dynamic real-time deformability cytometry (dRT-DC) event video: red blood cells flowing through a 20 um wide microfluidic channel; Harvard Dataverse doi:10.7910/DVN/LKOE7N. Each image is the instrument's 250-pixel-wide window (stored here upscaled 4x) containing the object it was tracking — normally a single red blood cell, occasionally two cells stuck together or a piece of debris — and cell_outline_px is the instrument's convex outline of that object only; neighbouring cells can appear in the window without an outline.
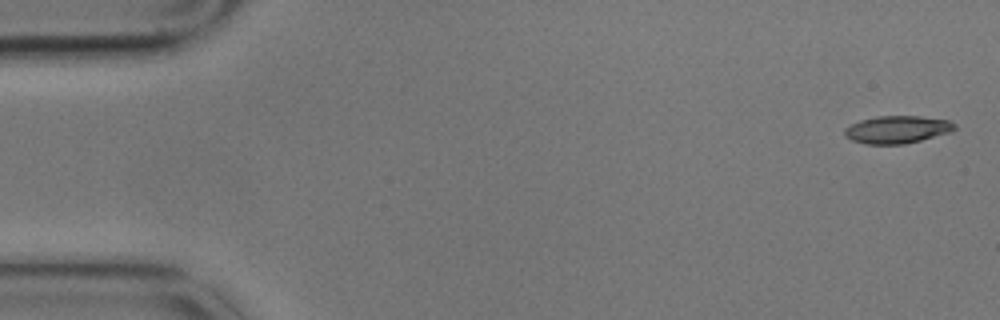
{"species": "common noctule bat (a hibernating species)", "species_latin": "Nyctalus noctula", "temperature_condition": "cold", "stored_images_in_passage": 2, "camera_frame_rate_fps": 3000, "um_per_image_px": 0.085, "animal": {"sex": "male", "body_mass_g": 17.9}, "frame": {"image": 1, "passage_image": 1, "time_ms": 0.0, "image_size_px": [1000, 320], "cell_outline_px": [[956, 128], [952, 132], [904, 144], [864, 144], [852, 140], [844, 136], [844, 128], [860, 120], [876, 116], [920, 116], [948, 120], [956, 124]], "centroid_in_image_um": [76.25, 11.01], "position_along_channel_um": 8.7, "area_um2": 17.74}}